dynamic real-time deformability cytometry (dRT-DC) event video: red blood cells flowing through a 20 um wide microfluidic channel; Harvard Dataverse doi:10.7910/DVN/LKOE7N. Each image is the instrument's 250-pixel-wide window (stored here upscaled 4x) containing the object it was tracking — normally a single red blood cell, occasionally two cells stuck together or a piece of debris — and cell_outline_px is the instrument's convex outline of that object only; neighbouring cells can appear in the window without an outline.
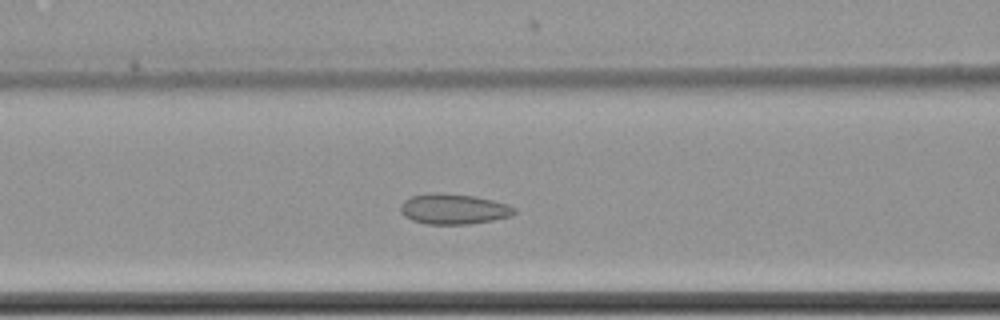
{"species": "common noctule bat (a hibernating species)", "species_latin": "Nyctalus noctula", "temperature_condition": "cold", "stored_images_in_passage": 57, "camera_frame_rate_fps": 3000, "um_per_image_px": 0.085, "animal": {"sex": "female", "body_mass_g": 22.7, "forearm_length_mm": 54.2}, "frame": {"image": 1, "passage_image": 23, "time_ms": 7.333, "image_size_px": [1000, 320], "cell_outline_px": [[516, 212], [512, 216], [492, 220], [468, 224], [428, 224], [412, 220], [404, 216], [400, 212], [400, 204], [404, 200], [412, 196], [428, 192], [444, 192], [476, 196], [508, 204], [516, 208]], "centroid_in_image_um": [38.54, 17.75], "position_along_channel_um": 128.1, "area_um2": 20.46}}
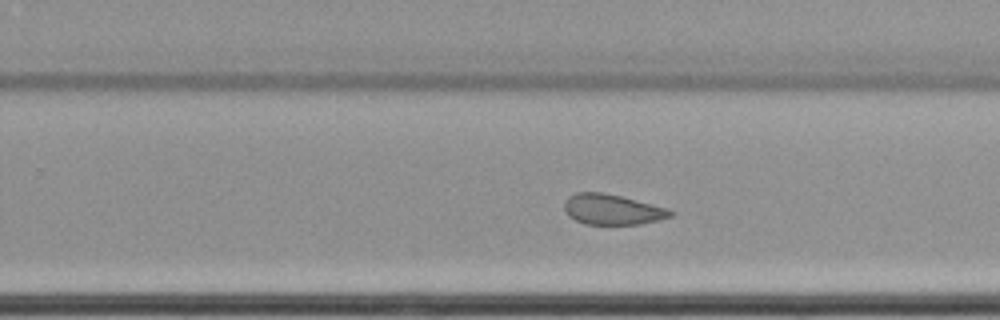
{"frame": {"image": 2, "passage_image": 36, "time_ms": 11.667, "image_size_px": [1000, 320], "cell_outline_px": [[676, 212], [672, 216], [640, 224], [584, 224], [568, 216], [564, 212], [564, 200], [568, 196], [576, 192], [604, 192], [668, 208]], "centroid_in_image_um": [52.01, 17.8], "position_along_channel_um": 277.8, "area_um2": 18.9}}
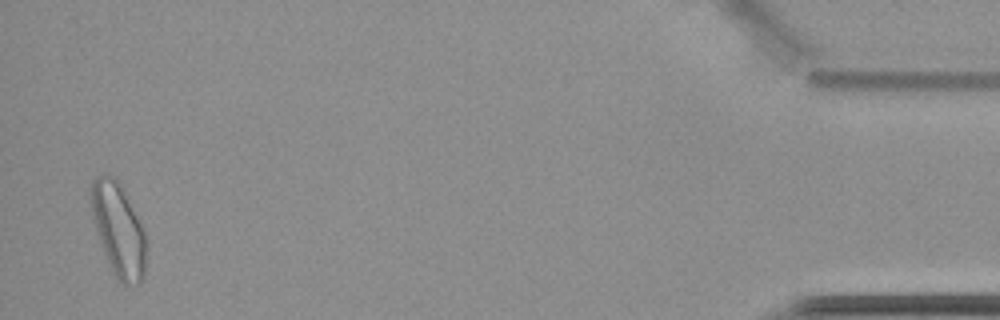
{"frame": {"image": 3, "passage_image": 56, "time_ms": 18.333, "image_size_px": [1000, 320], "cell_outline_px": [[148, 248], [144, 276], [140, 284], [124, 284], [116, 280], [100, 244], [96, 232], [92, 216], [88, 196], [92, 180], [100, 172], [116, 176], [144, 228], [148, 244]], "centroid_in_image_um": [10.06, 19.5], "position_along_channel_um": 425.1, "area_um2": 30.98}, "authors_computed_cell_mechanics": {"area_um2": 22.0796, "velocity_mm_per_s": 3.4646, "shape_relaxation_time_tau1_ms": null, "shape_relaxation_time_tau2_ms": 2.9808, "deformation_change_tau1": null, "deformation_change_tau2": 0.0728}}